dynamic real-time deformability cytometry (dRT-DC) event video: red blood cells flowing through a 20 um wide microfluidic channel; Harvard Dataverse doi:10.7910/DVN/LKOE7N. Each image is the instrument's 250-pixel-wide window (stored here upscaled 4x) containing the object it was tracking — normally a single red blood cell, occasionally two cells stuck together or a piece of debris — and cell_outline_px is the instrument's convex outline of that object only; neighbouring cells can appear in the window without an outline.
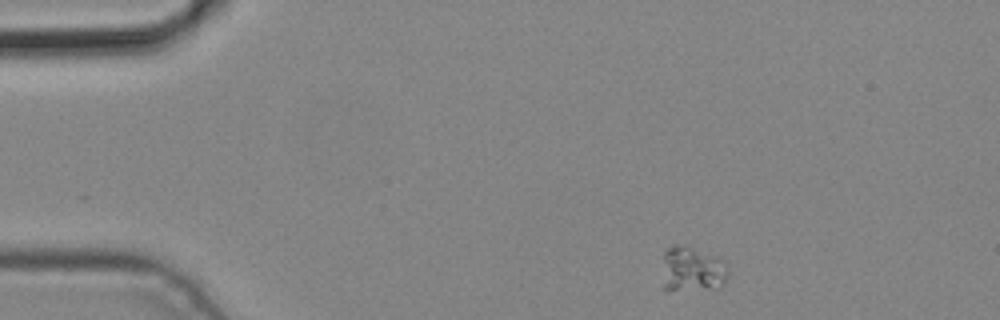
{"species": "common noctule bat (a hibernating species)", "species_latin": "Nyctalus noctula", "temperature_condition": "cold", "stored_images_in_passage": 3, "camera_frame_rate_fps": 3000, "um_per_image_px": 0.085, "animal": {"sex": "male", "body_mass_g": 19.2, "forearm_length_mm": 51.8}, "frame": {"image": 1, "passage_image": 1, "time_ms": 0.0, "image_size_px": [1000, 320], "cell_outline_px": [[728, 276], [720, 288], [668, 292], [664, 292], [660, 288], [664, 252], [668, 248], [676, 244], [684, 244], [716, 256], [720, 260], [728, 272]], "centroid_in_image_um": [58.73, 22.94], "position_along_channel_um": 26.3, "area_um2": 18.09}}